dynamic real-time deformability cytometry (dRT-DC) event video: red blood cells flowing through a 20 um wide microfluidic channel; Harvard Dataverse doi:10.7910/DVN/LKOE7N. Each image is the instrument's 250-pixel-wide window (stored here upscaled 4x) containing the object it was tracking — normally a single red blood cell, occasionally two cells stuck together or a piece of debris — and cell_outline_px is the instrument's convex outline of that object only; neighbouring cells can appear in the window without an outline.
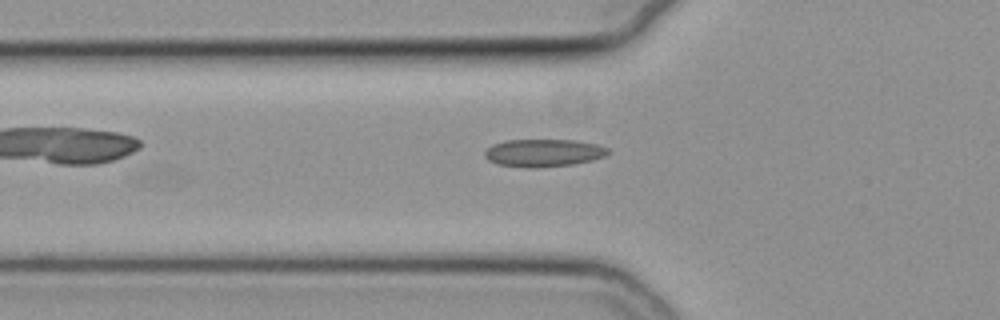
{"species": "common noctule bat (a hibernating species)", "species_latin": "Nyctalus noctula", "temperature_condition": "cold", "stored_images_in_passage": 45, "camera_frame_rate_fps": 3000, "um_per_image_px": 0.085, "animal": {"sex": "female", "body_mass_g": 19.3, "forearm_length_mm": 54.1}, "frame": {"image": 1, "passage_image": 9, "time_ms": 2.667, "image_size_px": [1000, 320], "cell_outline_px": [[608, 152], [604, 156], [592, 160], [572, 164], [536, 168], [528, 168], [496, 164], [488, 160], [484, 156], [484, 152], [492, 144], [504, 140], [576, 140], [596, 144], [608, 148]], "centroid_in_image_um": [46.15, 12.99], "position_along_channel_um": 79.7, "area_um2": 19.88}}
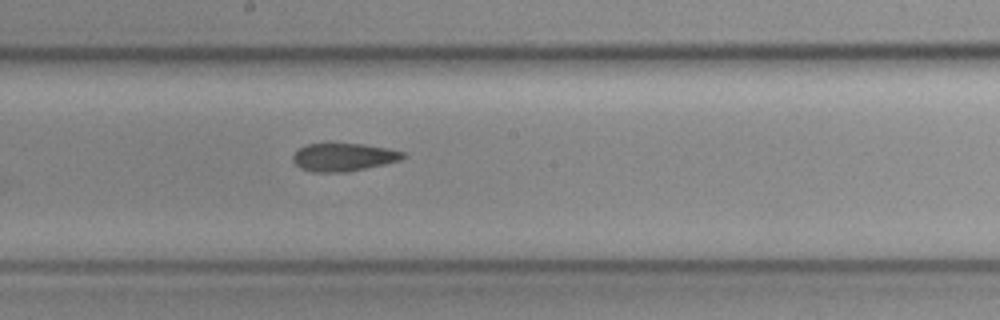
{"frame": {"image": 2, "passage_image": 20, "time_ms": 6.333, "image_size_px": [1000, 320], "cell_outline_px": [[408, 156], [400, 160], [384, 164], [348, 172], [312, 172], [300, 168], [292, 160], [292, 156], [300, 148], [308, 144], [360, 144], [384, 148], [404, 152]], "centroid_in_image_um": [29.19, 13.37], "position_along_channel_um": 219.0, "area_um2": 17.74}}
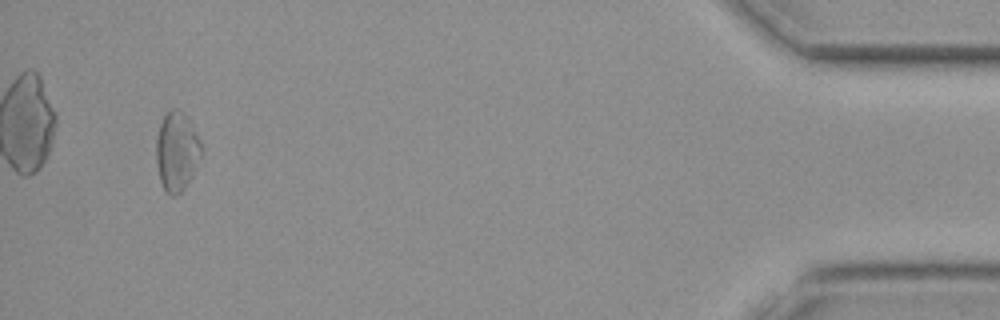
{"frame": {"image": 3, "passage_image": 42, "time_ms": 13.667, "image_size_px": [1000, 320], "cell_outline_px": [[204, 148], [192, 176], [184, 188], [176, 196], [168, 196], [164, 192], [160, 180], [156, 164], [156, 140], [160, 124], [164, 116], [172, 108], [176, 108], [188, 120], [200, 140]], "centroid_in_image_um": [15.01, 12.93], "position_along_channel_um": 420.2, "area_um2": 20.75}, "authors_computed_cell_mechanics": {"area_um2": 18.9006, "velocity_mm_per_s": 3.7905, "shape_relaxation_time_tau1_ms": null, "shape_relaxation_time_tau2_ms": 4.7226, "deformation_change_tau1": null, "deformation_change_tau2": 0.114}}